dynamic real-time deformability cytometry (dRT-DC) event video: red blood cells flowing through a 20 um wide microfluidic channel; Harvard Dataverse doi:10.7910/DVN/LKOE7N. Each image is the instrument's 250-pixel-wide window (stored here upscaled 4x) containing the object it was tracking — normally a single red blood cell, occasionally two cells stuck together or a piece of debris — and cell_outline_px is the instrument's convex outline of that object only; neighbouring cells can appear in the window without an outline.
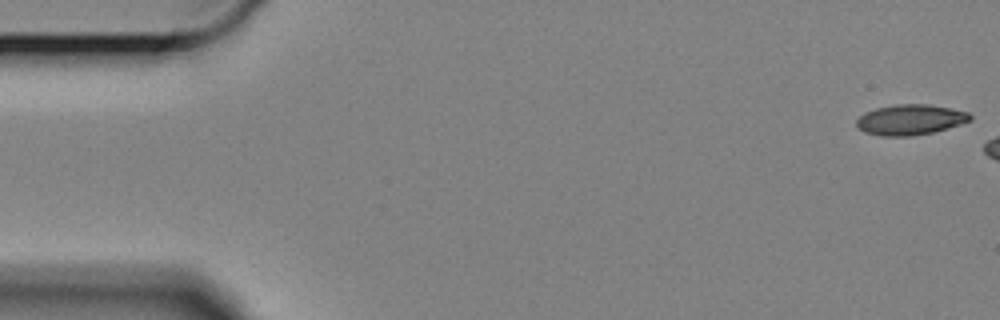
{"species": "Egyptian fruit bat (a non-hibernating species)", "species_latin": "Rousettus aegyptiacus", "temperature_condition": "cold", "stored_images_in_passage": 7, "camera_frame_rate_fps": 3000, "um_per_image_px": 0.085, "animal": {"sex": "female"}, "frame": {"image": 1, "passage_image": 1, "time_ms": 0.0, "image_size_px": [1000, 320], "cell_outline_px": [[972, 120], [960, 124], [932, 132], [912, 136], [880, 136], [864, 132], [856, 128], [856, 120], [864, 112], [876, 108], [896, 104], [928, 104], [968, 112], [972, 116]], "centroid_in_image_um": [77.33, 10.18], "position_along_channel_um": 7.7, "area_um2": 20.17}}